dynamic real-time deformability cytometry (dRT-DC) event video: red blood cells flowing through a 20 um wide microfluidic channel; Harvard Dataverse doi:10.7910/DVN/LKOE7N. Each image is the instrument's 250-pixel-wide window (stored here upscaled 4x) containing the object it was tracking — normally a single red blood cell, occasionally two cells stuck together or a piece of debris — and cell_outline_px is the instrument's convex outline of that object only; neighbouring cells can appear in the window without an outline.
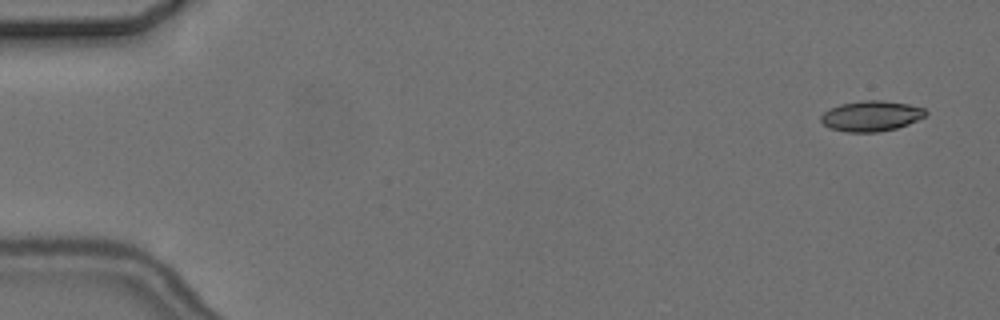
{"species": "common noctule bat (a hibernating species)", "species_latin": "Nyctalus noctula", "temperature_condition": "cold", "stored_images_in_passage": 5, "camera_frame_rate_fps": 3000, "um_per_image_px": 0.085, "animal": {"sex": "female", "body_mass_g": 24.6, "forearm_length_mm": 56.2}, "frame": {"image": 1, "passage_image": 1, "time_ms": 0.0, "image_size_px": [1000, 320], "cell_outline_px": [[928, 112], [924, 116], [908, 124], [896, 128], [876, 132], [844, 132], [828, 128], [820, 120], [820, 116], [828, 108], [840, 104], [864, 100], [880, 100], [908, 104], [924, 108]], "centroid_in_image_um": [74.0, 9.86], "position_along_channel_um": 11.0, "area_um2": 18.61}}
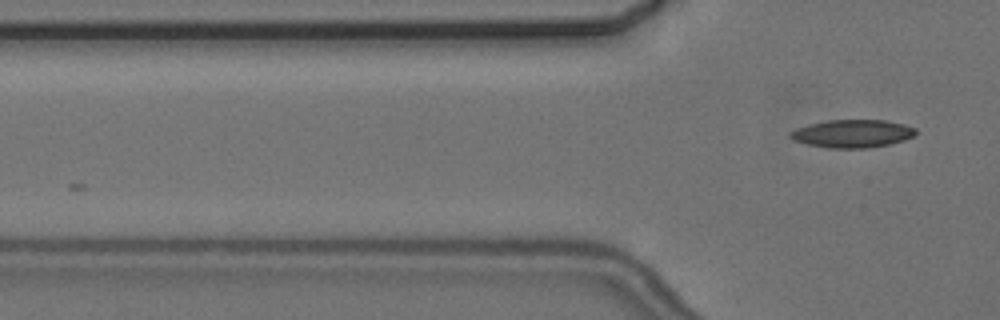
{"frame": {"image": 2, "passage_image": 5, "time_ms": 4.667, "image_size_px": [1000, 320], "cell_outline_px": [[916, 132], [912, 136], [904, 140], [888, 144], [868, 148], [828, 148], [808, 144], [792, 140], [788, 136], [796, 128], [808, 124], [828, 120], [884, 120], [904, 124], [916, 128]], "centroid_in_image_um": [72.44, 11.35], "position_along_channel_um": 53.4, "area_um2": 20.35}}